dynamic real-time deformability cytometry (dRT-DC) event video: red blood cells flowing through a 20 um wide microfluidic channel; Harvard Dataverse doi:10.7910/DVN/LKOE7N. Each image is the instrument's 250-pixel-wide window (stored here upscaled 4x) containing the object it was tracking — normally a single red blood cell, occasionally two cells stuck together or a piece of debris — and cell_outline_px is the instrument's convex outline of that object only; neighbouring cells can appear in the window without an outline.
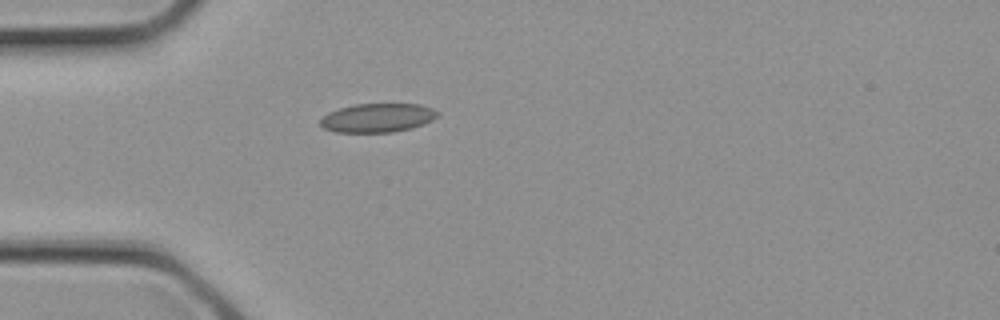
{"species": "common noctule bat (a hibernating species)", "species_latin": "Nyctalus noctula", "temperature_condition": "cold", "stored_images_in_passage": 1, "camera_frame_rate_fps": 3000, "um_per_image_px": 0.085, "animal": {"sex": "female", "body_mass_g": 21.9}, "frame": {"image": 1, "passage_image": 1, "time_ms": 0.0, "image_size_px": [1000, 320], "cell_outline_px": [[440, 116], [424, 124], [412, 128], [392, 132], [336, 132], [324, 128], [320, 124], [320, 120], [328, 112], [340, 108], [356, 104], [420, 104], [432, 108], [440, 112]], "centroid_in_image_um": [32.14, 10.01], "position_along_channel_um": 52.9, "area_um2": 19.77}}